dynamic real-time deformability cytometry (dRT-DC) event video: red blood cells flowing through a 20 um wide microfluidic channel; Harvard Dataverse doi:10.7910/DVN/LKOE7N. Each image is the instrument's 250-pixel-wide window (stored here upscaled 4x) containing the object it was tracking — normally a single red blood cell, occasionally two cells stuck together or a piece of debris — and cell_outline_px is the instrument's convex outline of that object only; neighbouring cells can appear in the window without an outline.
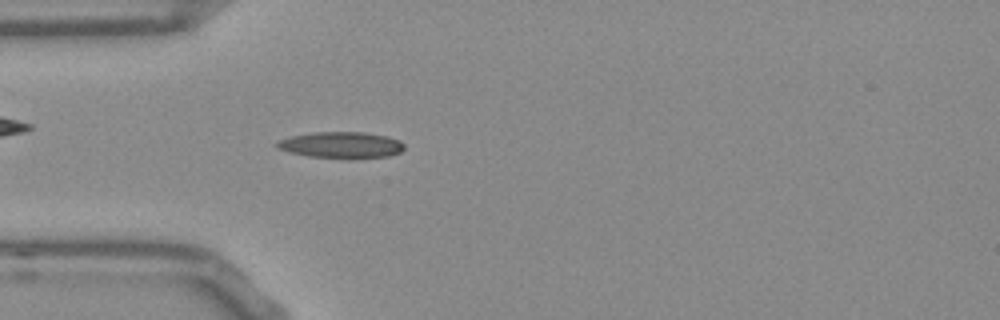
{"species": "Egyptian fruit bat (a non-hibernating species)", "species_latin": "Rousettus aegyptiacus", "temperature_condition": "room temperature", "stored_images_in_passage": 40, "camera_frame_rate_fps": 3000, "um_per_image_px": 0.085, "frame": {"image": 1, "passage_image": 2, "time_ms": 0.333, "image_size_px": [1000, 320], "cell_outline_px": [[404, 148], [400, 152], [388, 156], [348, 160], [308, 156], [288, 152], [276, 148], [276, 144], [280, 140], [292, 136], [312, 132], [364, 132], [388, 136], [400, 140], [404, 144]], "centroid_in_image_um": [29.03, 12.34], "position_along_channel_um": 56.0, "area_um2": 19.94}}
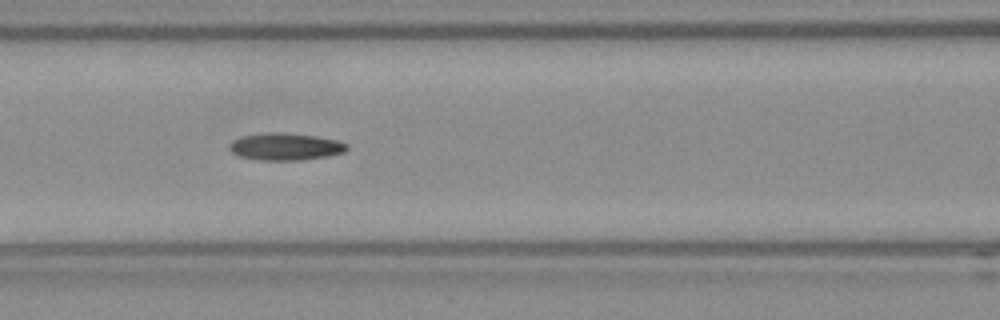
{"frame": {"image": 2, "passage_image": 9, "time_ms": 2.667, "image_size_px": [1000, 320], "cell_outline_px": [[348, 148], [344, 152], [328, 156], [300, 160], [256, 160], [240, 156], [232, 152], [228, 148], [228, 144], [232, 140], [240, 136], [268, 132], [280, 132], [316, 136], [340, 140], [348, 144]], "centroid_in_image_um": [24.25, 12.46], "position_along_channel_um": 142.4, "area_um2": 18.84}}
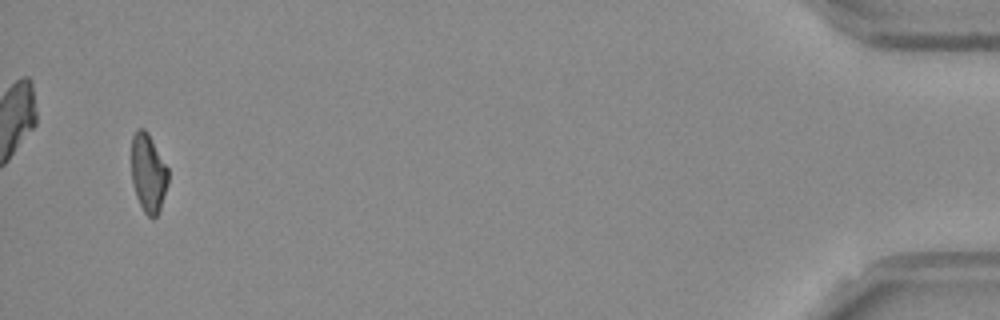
{"frame": {"image": 3, "passage_image": 38, "time_ms": 12.333, "image_size_px": [1000, 320], "cell_outline_px": [[168, 184], [160, 208], [156, 216], [152, 220], [144, 212], [136, 196], [132, 184], [132, 136], [136, 128], [144, 128], [148, 132], [168, 168]], "centroid_in_image_um": [12.6, 14.7], "position_along_channel_um": 422.6, "area_um2": 16.88}, "authors_computed_cell_mechanics": {"area_um2": 17.9469, "velocity_mm_per_s": 3.8083, "shape_relaxation_time_tau1_ms": null, "shape_relaxation_time_tau2_ms": 5.4468, "deformation_change_tau1": null, "deformation_change_tau2": 0.1464}}